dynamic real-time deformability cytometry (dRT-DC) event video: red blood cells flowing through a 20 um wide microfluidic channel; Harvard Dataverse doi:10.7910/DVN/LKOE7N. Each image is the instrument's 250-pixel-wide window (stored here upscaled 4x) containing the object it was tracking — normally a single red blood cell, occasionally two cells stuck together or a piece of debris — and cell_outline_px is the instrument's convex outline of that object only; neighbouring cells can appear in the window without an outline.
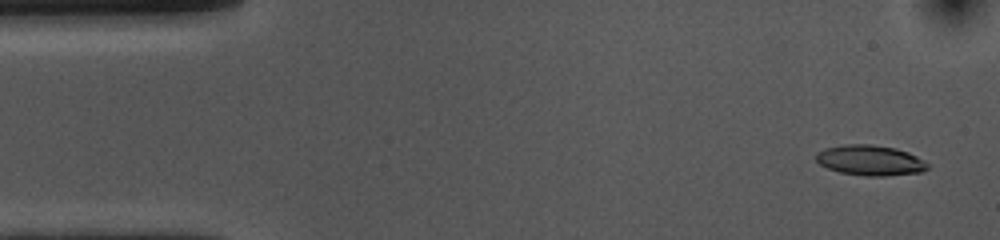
{"species": "common noctule bat (a hibernating species)", "species_latin": "Nyctalus noctula", "temperature_condition": "cold", "stored_images_in_passage": 52, "camera_frame_rate_fps": 3000, "um_per_image_px": 0.085, "animal": {"sex": "female", "body_mass_g": 10.0, "forearm_length_mm": 53.1}, "frame": {"image": 1, "passage_image": 1, "time_ms": 0.0, "image_size_px": [1000, 240], "cell_outline_px": [[928, 168], [920, 172], [884, 176], [864, 176], [840, 172], [828, 168], [820, 164], [816, 160], [816, 152], [824, 148], [844, 144], [872, 144], [896, 148], [908, 152], [924, 160], [928, 164]], "centroid_in_image_um": [73.95, 13.62], "position_along_channel_um": 11.1, "area_um2": 19.77}}
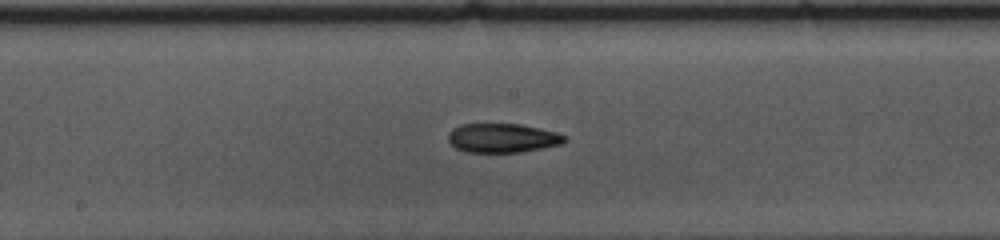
{"frame": {"image": 2, "passage_image": 25, "time_ms": 8.0, "image_size_px": [1000, 240], "cell_outline_px": [[568, 140], [560, 144], [520, 152], [468, 152], [456, 148], [448, 140], [448, 132], [452, 128], [460, 124], [520, 124], [540, 128], [556, 132], [564, 136]], "centroid_in_image_um": [42.68, 11.72], "position_along_channel_um": 205.5, "area_um2": 19.65}}
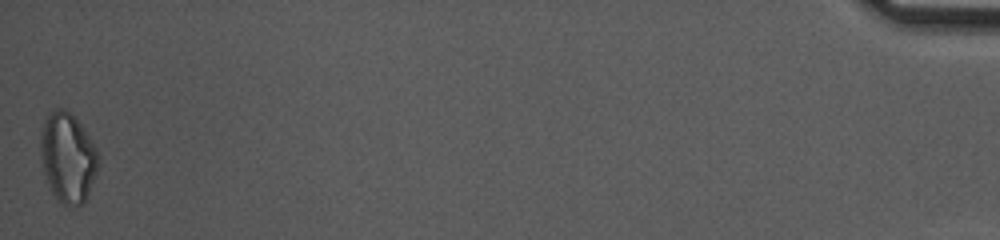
{"frame": {"image": 3, "passage_image": 52, "time_ms": 17.0, "image_size_px": [1000, 240], "cell_outline_px": [[100, 156], [96, 172], [88, 196], [80, 204], [60, 204], [56, 200], [48, 188], [44, 172], [40, 148], [40, 136], [44, 120], [48, 112], [56, 108], [64, 108], [80, 124], [96, 148]], "centroid_in_image_um": [5.74, 13.39], "position_along_channel_um": 429.5, "area_um2": 30.11}, "authors_computed_cell_mechanics": {"area_um2": 20.2878, "velocity_mm_per_s": 3.6263, "shape_relaxation_time_tau1_ms": 4.816, "shape_relaxation_time_tau2_ms": 10.1148, "deformation_change_tau1": 0.1509, "deformation_change_tau2": 0.1995}}